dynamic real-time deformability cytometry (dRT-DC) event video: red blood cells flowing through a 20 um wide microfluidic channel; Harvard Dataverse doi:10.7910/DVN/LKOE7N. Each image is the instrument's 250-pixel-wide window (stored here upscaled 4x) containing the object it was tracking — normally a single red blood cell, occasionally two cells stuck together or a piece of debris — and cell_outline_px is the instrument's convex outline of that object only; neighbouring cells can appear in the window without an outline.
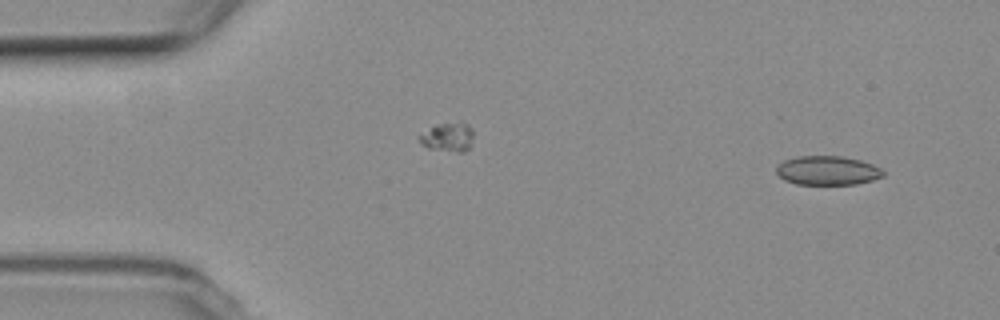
{"species": "common noctule bat (a hibernating species)", "species_latin": "Nyctalus noctula", "temperature_condition": "room temperature", "stored_images_in_passage": 4, "camera_frame_rate_fps": 3000, "um_per_image_px": 0.085, "animal": {"sex": "female", "body_mass_g": 19.3, "forearm_length_mm": 54.1}, "frame": {"image": 1, "passage_image": 1, "time_ms": 0.0, "image_size_px": [1000, 320], "cell_outline_px": [[884, 176], [872, 180], [856, 184], [796, 184], [784, 180], [776, 172], [776, 164], [784, 160], [796, 156], [844, 156], [860, 160], [872, 164], [880, 168], [884, 172]], "centroid_in_image_um": [70.31, 14.48], "position_along_channel_um": 14.7, "area_um2": 18.21}}